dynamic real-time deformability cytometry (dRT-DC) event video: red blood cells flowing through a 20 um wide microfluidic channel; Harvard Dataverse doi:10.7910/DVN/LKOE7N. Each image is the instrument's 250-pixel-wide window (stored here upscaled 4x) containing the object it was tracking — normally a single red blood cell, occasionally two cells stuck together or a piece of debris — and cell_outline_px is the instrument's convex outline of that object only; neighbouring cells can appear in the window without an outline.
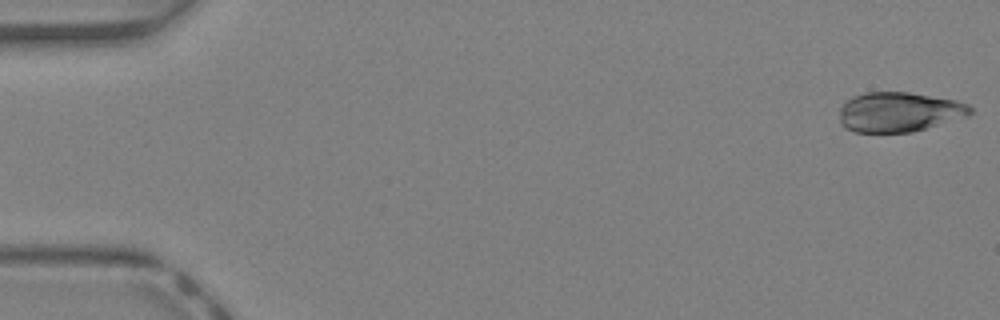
{"species": "Egyptian fruit bat (a non-hibernating species)", "species_latin": "Rousettus aegyptiacus", "temperature_condition": "warm", "stored_images_in_passage": 41, "camera_frame_rate_fps": 3000, "um_per_image_px": 0.085, "animal": {"sex": "female"}, "frame": {"image": 1, "passage_image": 1, "time_ms": 0.0, "image_size_px": [1000, 320], "cell_outline_px": [[972, 112], [968, 116], [912, 132], [856, 132], [844, 128], [840, 124], [840, 108], [852, 96], [864, 92], [908, 92], [956, 100], [968, 104], [972, 108]], "centroid_in_image_um": [76.41, 9.52], "position_along_channel_um": 8.6, "area_um2": 30.35}}
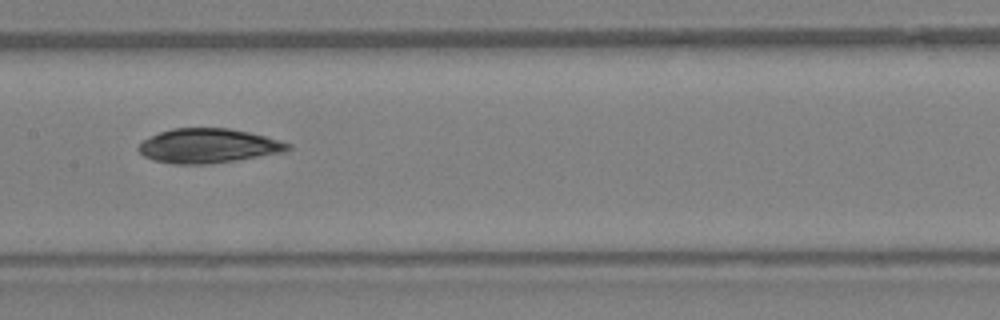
{"frame": {"image": 2, "passage_image": 21, "time_ms": 6.667, "image_size_px": [1000, 320], "cell_outline_px": [[292, 148], [288, 152], [204, 164], [172, 164], [152, 160], [144, 156], [136, 148], [144, 140], [160, 132], [172, 128], [228, 128], [248, 132], [280, 140], [292, 144]], "centroid_in_image_um": [17.72, 12.39], "position_along_channel_um": 189.7, "area_um2": 29.82}}
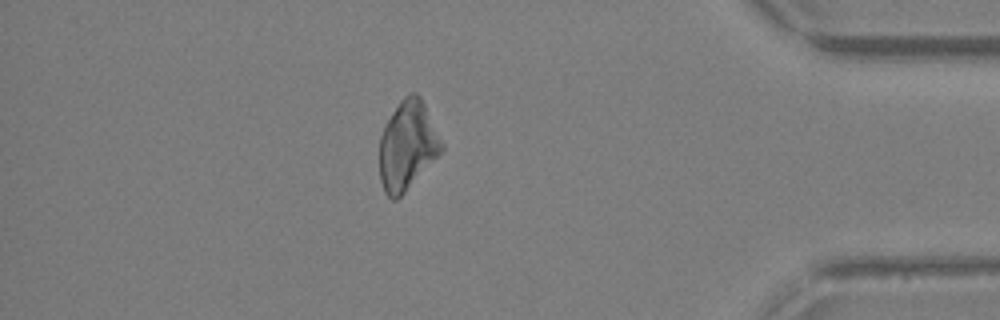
{"frame": {"image": 3, "passage_image": 36, "time_ms": 11.667, "image_size_px": [1000, 320], "cell_outline_px": [[444, 148], [404, 192], [396, 200], [392, 200], [384, 192], [380, 180], [380, 136], [392, 112], [400, 100], [408, 92], [416, 92], [420, 96], [444, 144]], "centroid_in_image_um": [34.62, 12.35], "position_along_channel_um": 400.6, "area_um2": 31.67}}